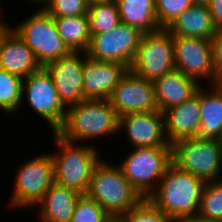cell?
I'll list each match as a JSON object with an SVG mask.
<instances>
[{
	"mask_svg": "<svg viewBox=\"0 0 222 222\" xmlns=\"http://www.w3.org/2000/svg\"><path fill=\"white\" fill-rule=\"evenodd\" d=\"M148 199L172 222L198 216L205 182L171 163Z\"/></svg>",
	"mask_w": 222,
	"mask_h": 222,
	"instance_id": "cell-1",
	"label": "cell"
},
{
	"mask_svg": "<svg viewBox=\"0 0 222 222\" xmlns=\"http://www.w3.org/2000/svg\"><path fill=\"white\" fill-rule=\"evenodd\" d=\"M118 126L119 117L108 99H84L67 107L64 121L55 133L67 141L81 142L114 134L119 131Z\"/></svg>",
	"mask_w": 222,
	"mask_h": 222,
	"instance_id": "cell-2",
	"label": "cell"
},
{
	"mask_svg": "<svg viewBox=\"0 0 222 222\" xmlns=\"http://www.w3.org/2000/svg\"><path fill=\"white\" fill-rule=\"evenodd\" d=\"M86 195L112 219L129 212L144 199L124 177L120 166L114 168L105 161L94 167Z\"/></svg>",
	"mask_w": 222,
	"mask_h": 222,
	"instance_id": "cell-3",
	"label": "cell"
},
{
	"mask_svg": "<svg viewBox=\"0 0 222 222\" xmlns=\"http://www.w3.org/2000/svg\"><path fill=\"white\" fill-rule=\"evenodd\" d=\"M59 153L51 154L54 164V181L86 194L94 167L101 160L95 146H78L53 133Z\"/></svg>",
	"mask_w": 222,
	"mask_h": 222,
	"instance_id": "cell-4",
	"label": "cell"
},
{
	"mask_svg": "<svg viewBox=\"0 0 222 222\" xmlns=\"http://www.w3.org/2000/svg\"><path fill=\"white\" fill-rule=\"evenodd\" d=\"M172 163L204 182L220 180L222 171L220 141L199 137L176 141L172 144Z\"/></svg>",
	"mask_w": 222,
	"mask_h": 222,
	"instance_id": "cell-5",
	"label": "cell"
},
{
	"mask_svg": "<svg viewBox=\"0 0 222 222\" xmlns=\"http://www.w3.org/2000/svg\"><path fill=\"white\" fill-rule=\"evenodd\" d=\"M171 163L172 147H136L119 166L140 195L148 198Z\"/></svg>",
	"mask_w": 222,
	"mask_h": 222,
	"instance_id": "cell-6",
	"label": "cell"
},
{
	"mask_svg": "<svg viewBox=\"0 0 222 222\" xmlns=\"http://www.w3.org/2000/svg\"><path fill=\"white\" fill-rule=\"evenodd\" d=\"M13 30L35 53L42 67L72 52L60 37L54 17L43 8Z\"/></svg>",
	"mask_w": 222,
	"mask_h": 222,
	"instance_id": "cell-7",
	"label": "cell"
},
{
	"mask_svg": "<svg viewBox=\"0 0 222 222\" xmlns=\"http://www.w3.org/2000/svg\"><path fill=\"white\" fill-rule=\"evenodd\" d=\"M175 69L172 34L166 28L144 33L129 70L155 81Z\"/></svg>",
	"mask_w": 222,
	"mask_h": 222,
	"instance_id": "cell-8",
	"label": "cell"
},
{
	"mask_svg": "<svg viewBox=\"0 0 222 222\" xmlns=\"http://www.w3.org/2000/svg\"><path fill=\"white\" fill-rule=\"evenodd\" d=\"M54 182L51 154L39 155L18 169L10 204L15 207L39 205Z\"/></svg>",
	"mask_w": 222,
	"mask_h": 222,
	"instance_id": "cell-9",
	"label": "cell"
},
{
	"mask_svg": "<svg viewBox=\"0 0 222 222\" xmlns=\"http://www.w3.org/2000/svg\"><path fill=\"white\" fill-rule=\"evenodd\" d=\"M143 34L137 28L120 23L108 32L91 35L86 55L95 60L119 62L129 69Z\"/></svg>",
	"mask_w": 222,
	"mask_h": 222,
	"instance_id": "cell-10",
	"label": "cell"
},
{
	"mask_svg": "<svg viewBox=\"0 0 222 222\" xmlns=\"http://www.w3.org/2000/svg\"><path fill=\"white\" fill-rule=\"evenodd\" d=\"M23 84L22 92L26 94L29 106L47 121L55 133L64 121L67 107L59 97L52 76L42 67L23 78Z\"/></svg>",
	"mask_w": 222,
	"mask_h": 222,
	"instance_id": "cell-11",
	"label": "cell"
},
{
	"mask_svg": "<svg viewBox=\"0 0 222 222\" xmlns=\"http://www.w3.org/2000/svg\"><path fill=\"white\" fill-rule=\"evenodd\" d=\"M173 51L177 70L197 82L207 78L214 85L212 40L173 36Z\"/></svg>",
	"mask_w": 222,
	"mask_h": 222,
	"instance_id": "cell-12",
	"label": "cell"
},
{
	"mask_svg": "<svg viewBox=\"0 0 222 222\" xmlns=\"http://www.w3.org/2000/svg\"><path fill=\"white\" fill-rule=\"evenodd\" d=\"M108 100L118 117L158 110L153 81L139 77L129 69L121 77Z\"/></svg>",
	"mask_w": 222,
	"mask_h": 222,
	"instance_id": "cell-13",
	"label": "cell"
},
{
	"mask_svg": "<svg viewBox=\"0 0 222 222\" xmlns=\"http://www.w3.org/2000/svg\"><path fill=\"white\" fill-rule=\"evenodd\" d=\"M84 53V58L79 55ZM81 56V57H80ZM86 52H71L47 64L45 68L53 78L63 104L68 107L84 100L83 64Z\"/></svg>",
	"mask_w": 222,
	"mask_h": 222,
	"instance_id": "cell-14",
	"label": "cell"
},
{
	"mask_svg": "<svg viewBox=\"0 0 222 222\" xmlns=\"http://www.w3.org/2000/svg\"><path fill=\"white\" fill-rule=\"evenodd\" d=\"M118 128L126 130L134 148L172 147L165 135L164 114L159 110L125 114L119 117Z\"/></svg>",
	"mask_w": 222,
	"mask_h": 222,
	"instance_id": "cell-15",
	"label": "cell"
},
{
	"mask_svg": "<svg viewBox=\"0 0 222 222\" xmlns=\"http://www.w3.org/2000/svg\"><path fill=\"white\" fill-rule=\"evenodd\" d=\"M127 70L119 62L95 60L86 55L83 64L84 99H108Z\"/></svg>",
	"mask_w": 222,
	"mask_h": 222,
	"instance_id": "cell-16",
	"label": "cell"
},
{
	"mask_svg": "<svg viewBox=\"0 0 222 222\" xmlns=\"http://www.w3.org/2000/svg\"><path fill=\"white\" fill-rule=\"evenodd\" d=\"M165 135L170 145L176 141L197 137L200 129V87L183 103L163 112Z\"/></svg>",
	"mask_w": 222,
	"mask_h": 222,
	"instance_id": "cell-17",
	"label": "cell"
},
{
	"mask_svg": "<svg viewBox=\"0 0 222 222\" xmlns=\"http://www.w3.org/2000/svg\"><path fill=\"white\" fill-rule=\"evenodd\" d=\"M0 68L26 78L42 68L35 53L10 29L0 42Z\"/></svg>",
	"mask_w": 222,
	"mask_h": 222,
	"instance_id": "cell-18",
	"label": "cell"
},
{
	"mask_svg": "<svg viewBox=\"0 0 222 222\" xmlns=\"http://www.w3.org/2000/svg\"><path fill=\"white\" fill-rule=\"evenodd\" d=\"M153 83L158 110L162 113L190 99L203 86L177 69L157 78Z\"/></svg>",
	"mask_w": 222,
	"mask_h": 222,
	"instance_id": "cell-19",
	"label": "cell"
},
{
	"mask_svg": "<svg viewBox=\"0 0 222 222\" xmlns=\"http://www.w3.org/2000/svg\"><path fill=\"white\" fill-rule=\"evenodd\" d=\"M75 189L54 182L40 204L41 222H71L75 206L82 196Z\"/></svg>",
	"mask_w": 222,
	"mask_h": 222,
	"instance_id": "cell-20",
	"label": "cell"
},
{
	"mask_svg": "<svg viewBox=\"0 0 222 222\" xmlns=\"http://www.w3.org/2000/svg\"><path fill=\"white\" fill-rule=\"evenodd\" d=\"M172 36L212 40L217 33L207 6L192 5L166 28Z\"/></svg>",
	"mask_w": 222,
	"mask_h": 222,
	"instance_id": "cell-21",
	"label": "cell"
},
{
	"mask_svg": "<svg viewBox=\"0 0 222 222\" xmlns=\"http://www.w3.org/2000/svg\"><path fill=\"white\" fill-rule=\"evenodd\" d=\"M212 91L200 86V129L197 137L217 139L222 135V85H213Z\"/></svg>",
	"mask_w": 222,
	"mask_h": 222,
	"instance_id": "cell-22",
	"label": "cell"
},
{
	"mask_svg": "<svg viewBox=\"0 0 222 222\" xmlns=\"http://www.w3.org/2000/svg\"><path fill=\"white\" fill-rule=\"evenodd\" d=\"M120 22L137 28L142 33L161 29L156 19L155 0H115Z\"/></svg>",
	"mask_w": 222,
	"mask_h": 222,
	"instance_id": "cell-23",
	"label": "cell"
},
{
	"mask_svg": "<svg viewBox=\"0 0 222 222\" xmlns=\"http://www.w3.org/2000/svg\"><path fill=\"white\" fill-rule=\"evenodd\" d=\"M58 33L72 52H86L90 44L88 14L54 17Z\"/></svg>",
	"mask_w": 222,
	"mask_h": 222,
	"instance_id": "cell-24",
	"label": "cell"
},
{
	"mask_svg": "<svg viewBox=\"0 0 222 222\" xmlns=\"http://www.w3.org/2000/svg\"><path fill=\"white\" fill-rule=\"evenodd\" d=\"M87 14L91 35L108 32L121 23L115 0L92 4Z\"/></svg>",
	"mask_w": 222,
	"mask_h": 222,
	"instance_id": "cell-25",
	"label": "cell"
},
{
	"mask_svg": "<svg viewBox=\"0 0 222 222\" xmlns=\"http://www.w3.org/2000/svg\"><path fill=\"white\" fill-rule=\"evenodd\" d=\"M197 217L205 221L222 222V178L205 182Z\"/></svg>",
	"mask_w": 222,
	"mask_h": 222,
	"instance_id": "cell-26",
	"label": "cell"
},
{
	"mask_svg": "<svg viewBox=\"0 0 222 222\" xmlns=\"http://www.w3.org/2000/svg\"><path fill=\"white\" fill-rule=\"evenodd\" d=\"M23 78L0 68V108L6 113H16L21 99Z\"/></svg>",
	"mask_w": 222,
	"mask_h": 222,
	"instance_id": "cell-27",
	"label": "cell"
},
{
	"mask_svg": "<svg viewBox=\"0 0 222 222\" xmlns=\"http://www.w3.org/2000/svg\"><path fill=\"white\" fill-rule=\"evenodd\" d=\"M116 219L119 222H172L148 198H144L137 206Z\"/></svg>",
	"mask_w": 222,
	"mask_h": 222,
	"instance_id": "cell-28",
	"label": "cell"
},
{
	"mask_svg": "<svg viewBox=\"0 0 222 222\" xmlns=\"http://www.w3.org/2000/svg\"><path fill=\"white\" fill-rule=\"evenodd\" d=\"M112 218L94 200L83 194L74 209L71 222H110Z\"/></svg>",
	"mask_w": 222,
	"mask_h": 222,
	"instance_id": "cell-29",
	"label": "cell"
},
{
	"mask_svg": "<svg viewBox=\"0 0 222 222\" xmlns=\"http://www.w3.org/2000/svg\"><path fill=\"white\" fill-rule=\"evenodd\" d=\"M192 5H194L192 0H155L156 19L159 26L167 28Z\"/></svg>",
	"mask_w": 222,
	"mask_h": 222,
	"instance_id": "cell-30",
	"label": "cell"
},
{
	"mask_svg": "<svg viewBox=\"0 0 222 222\" xmlns=\"http://www.w3.org/2000/svg\"><path fill=\"white\" fill-rule=\"evenodd\" d=\"M42 7L53 17L86 15L89 5L85 0H43Z\"/></svg>",
	"mask_w": 222,
	"mask_h": 222,
	"instance_id": "cell-31",
	"label": "cell"
},
{
	"mask_svg": "<svg viewBox=\"0 0 222 222\" xmlns=\"http://www.w3.org/2000/svg\"><path fill=\"white\" fill-rule=\"evenodd\" d=\"M214 57V84L222 80V28L212 38Z\"/></svg>",
	"mask_w": 222,
	"mask_h": 222,
	"instance_id": "cell-32",
	"label": "cell"
},
{
	"mask_svg": "<svg viewBox=\"0 0 222 222\" xmlns=\"http://www.w3.org/2000/svg\"><path fill=\"white\" fill-rule=\"evenodd\" d=\"M208 10L211 15L213 24L217 29L222 28V0H210Z\"/></svg>",
	"mask_w": 222,
	"mask_h": 222,
	"instance_id": "cell-33",
	"label": "cell"
},
{
	"mask_svg": "<svg viewBox=\"0 0 222 222\" xmlns=\"http://www.w3.org/2000/svg\"><path fill=\"white\" fill-rule=\"evenodd\" d=\"M11 29L8 24L6 25L0 20V42L3 39L4 35Z\"/></svg>",
	"mask_w": 222,
	"mask_h": 222,
	"instance_id": "cell-34",
	"label": "cell"
},
{
	"mask_svg": "<svg viewBox=\"0 0 222 222\" xmlns=\"http://www.w3.org/2000/svg\"><path fill=\"white\" fill-rule=\"evenodd\" d=\"M194 5L208 6L210 0H192Z\"/></svg>",
	"mask_w": 222,
	"mask_h": 222,
	"instance_id": "cell-35",
	"label": "cell"
},
{
	"mask_svg": "<svg viewBox=\"0 0 222 222\" xmlns=\"http://www.w3.org/2000/svg\"><path fill=\"white\" fill-rule=\"evenodd\" d=\"M180 222H210V221H205V220L199 219L198 217H195V218L185 219Z\"/></svg>",
	"mask_w": 222,
	"mask_h": 222,
	"instance_id": "cell-36",
	"label": "cell"
},
{
	"mask_svg": "<svg viewBox=\"0 0 222 222\" xmlns=\"http://www.w3.org/2000/svg\"><path fill=\"white\" fill-rule=\"evenodd\" d=\"M103 1H107V0H85V2L90 6L92 4H95V3H100V2H103Z\"/></svg>",
	"mask_w": 222,
	"mask_h": 222,
	"instance_id": "cell-37",
	"label": "cell"
},
{
	"mask_svg": "<svg viewBox=\"0 0 222 222\" xmlns=\"http://www.w3.org/2000/svg\"><path fill=\"white\" fill-rule=\"evenodd\" d=\"M29 1H32V2H34V3L36 2V3H39V4H40L43 0H29Z\"/></svg>",
	"mask_w": 222,
	"mask_h": 222,
	"instance_id": "cell-38",
	"label": "cell"
},
{
	"mask_svg": "<svg viewBox=\"0 0 222 222\" xmlns=\"http://www.w3.org/2000/svg\"><path fill=\"white\" fill-rule=\"evenodd\" d=\"M219 141H220V145H221V147H222V135H221V137L219 138Z\"/></svg>",
	"mask_w": 222,
	"mask_h": 222,
	"instance_id": "cell-39",
	"label": "cell"
},
{
	"mask_svg": "<svg viewBox=\"0 0 222 222\" xmlns=\"http://www.w3.org/2000/svg\"><path fill=\"white\" fill-rule=\"evenodd\" d=\"M110 222H119L117 219H112Z\"/></svg>",
	"mask_w": 222,
	"mask_h": 222,
	"instance_id": "cell-40",
	"label": "cell"
}]
</instances>
